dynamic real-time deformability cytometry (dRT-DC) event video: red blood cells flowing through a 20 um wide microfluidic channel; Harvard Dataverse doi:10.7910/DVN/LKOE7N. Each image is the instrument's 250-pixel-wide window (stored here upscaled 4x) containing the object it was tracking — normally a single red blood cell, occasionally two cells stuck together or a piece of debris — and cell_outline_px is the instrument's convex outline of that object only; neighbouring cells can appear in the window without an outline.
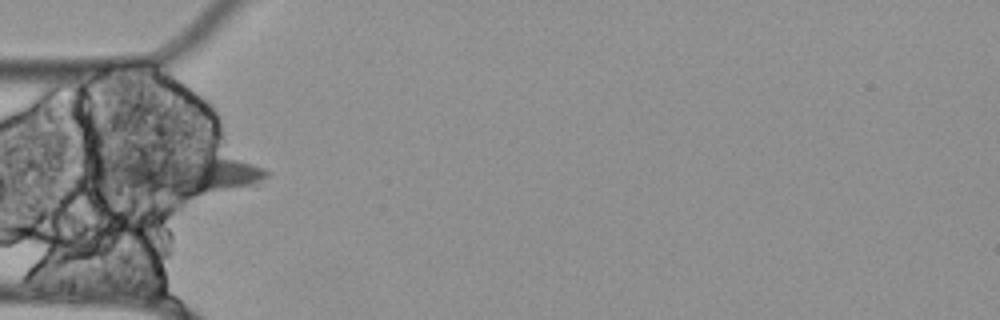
{"species": "Egyptian fruit bat (a non-hibernating species)", "species_latin": "Rousettus aegyptiacus", "temperature_condition": "cold", "stored_images_in_passage": 39, "segment_of_instrument_passage": [1, 2], "camera_frame_rate_fps": 3000, "um_per_image_px": 0.085, "animal": {"sex": "female"}, "frame": {"image": 1, "passage_image": 1, "time_ms": 0.0, "image_size_px": [1000, 320], "cell_outline_px": [[268, 176], [256, 184], [176, 200], [104, 184], [104, 164], [112, 160], [168, 148], [236, 160], [252, 164], [264, 168], [268, 172]], "centroid_in_image_um": [15.33, 14.77], "position_along_channel_um": 69.7, "area_um2": 41.1}}